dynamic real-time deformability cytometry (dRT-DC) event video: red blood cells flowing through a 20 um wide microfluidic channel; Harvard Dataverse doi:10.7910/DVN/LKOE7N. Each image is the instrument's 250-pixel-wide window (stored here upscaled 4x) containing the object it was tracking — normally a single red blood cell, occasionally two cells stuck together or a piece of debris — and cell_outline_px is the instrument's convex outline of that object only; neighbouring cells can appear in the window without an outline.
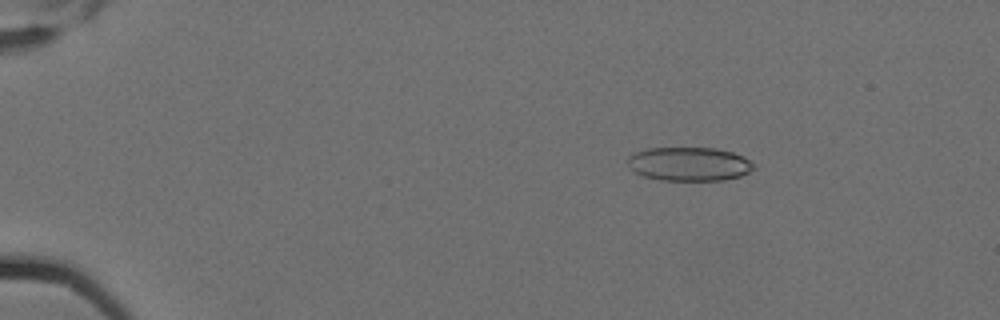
{"species": "Egyptian fruit bat (a non-hibernating species)", "species_latin": "Rousettus aegyptiacus", "temperature_condition": "cold", "stored_images_in_passage": 7, "camera_frame_rate_fps": 3000, "um_per_image_px": 0.085, "animal": {"sex": "female"}, "frame": {"image": 1, "passage_image": 3, "time_ms": 0.667, "image_size_px": [1000, 320], "cell_outline_px": [[756, 168], [740, 176], [724, 180], [660, 180], [644, 176], [636, 172], [628, 164], [628, 156], [636, 152], [648, 148], [716, 148], [732, 152], [744, 156], [752, 160]], "centroid_in_image_um": [58.63, 13.93], "position_along_channel_um": 26.4, "area_um2": 24.85}}
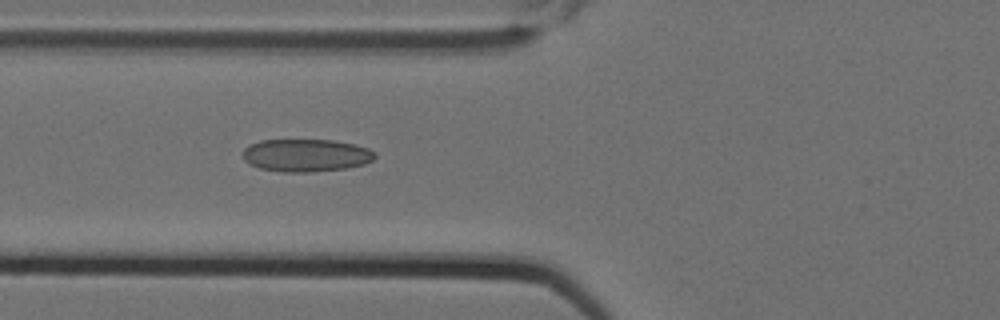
{"frame": {"image": 2, "passage_image": 7, "time_ms": 2.0, "image_size_px": [1000, 320], "cell_outline_px": [[376, 156], [372, 160], [364, 164], [344, 168], [308, 172], [284, 172], [260, 168], [248, 164], [244, 160], [244, 148], [260, 140], [332, 140], [356, 144], [368, 148], [376, 152]], "centroid_in_image_um": [26.02, 13.19], "position_along_channel_um": 99.8, "area_um2": 25.09}}